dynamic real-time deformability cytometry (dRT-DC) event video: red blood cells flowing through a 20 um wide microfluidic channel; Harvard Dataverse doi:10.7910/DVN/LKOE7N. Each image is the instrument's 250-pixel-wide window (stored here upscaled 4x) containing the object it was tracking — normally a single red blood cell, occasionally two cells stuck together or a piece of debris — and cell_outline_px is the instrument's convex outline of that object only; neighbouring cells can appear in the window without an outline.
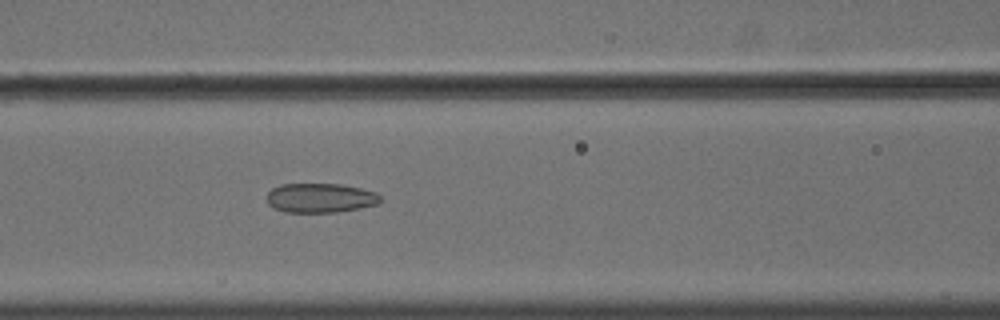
{"species": "common noctule bat (a hibernating species)", "species_latin": "Nyctalus noctula", "temperature_condition": "cold", "stored_images_in_passage": 54, "camera_frame_rate_fps": 3000, "um_per_image_px": 0.085, "animal": {"sex": "male", "body_mass_g": 18.8}, "frame": {"image": 1, "passage_image": 23, "time_ms": 7.333, "image_size_px": [1000, 320], "cell_outline_px": [[380, 200], [376, 204], [360, 208], [336, 212], [284, 212], [268, 204], [268, 192], [272, 188], [280, 184], [340, 184], [360, 188], [376, 192], [380, 196]], "centroid_in_image_um": [27.22, 16.82], "position_along_channel_um": 139.4, "area_um2": 19.31}}
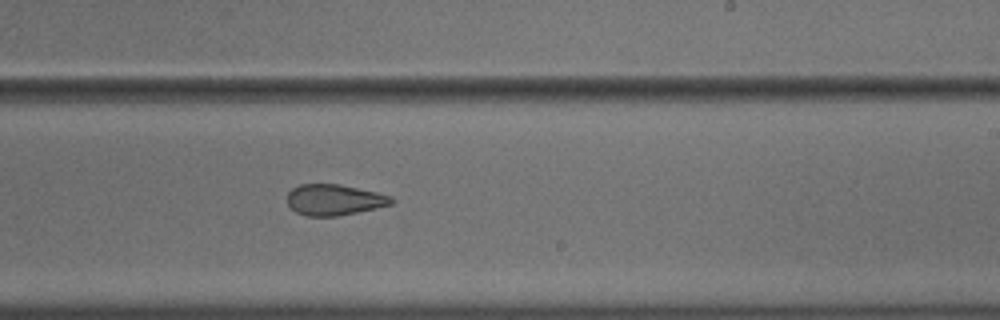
{"frame": {"image": 2, "passage_image": 33, "time_ms": 10.667, "image_size_px": [1000, 320], "cell_outline_px": [[396, 200], [392, 204], [356, 212], [336, 216], [308, 216], [296, 212], [284, 200], [288, 192], [292, 188], [300, 184], [340, 184], [376, 192], [392, 196]], "centroid_in_image_um": [28.38, 16.97], "position_along_channel_um": 260.6, "area_um2": 18.84}}
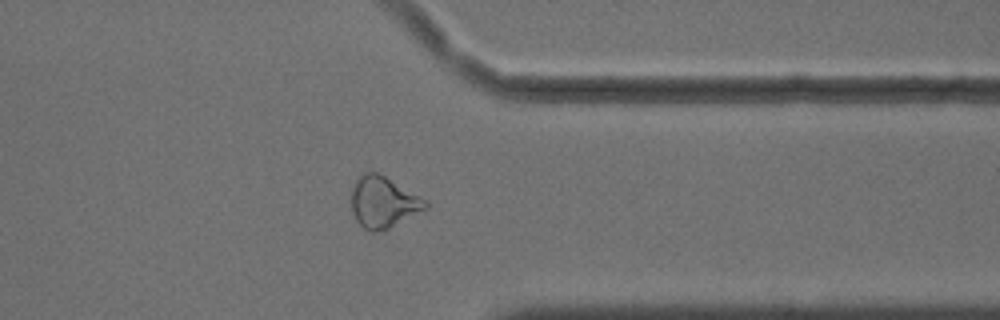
{"frame": {"image": 3, "passage_image": 43, "time_ms": 14.0, "image_size_px": [1000, 320], "cell_outline_px": [[428, 208], [388, 228], [376, 232], [372, 232], [364, 228], [356, 220], [352, 212], [352, 188], [356, 180], [364, 172], [376, 172], [384, 176], [420, 196], [428, 204]], "centroid_in_image_um": [32.56, 17.19], "position_along_channel_um": 378.8, "area_um2": 21.73}, "authors_computed_cell_mechanics": {"area_um2": 23.0333, "velocity_mm_per_s": 3.6417, "shape_relaxation_time_tau1_ms": null, "shape_relaxation_time_tau2_ms": 2.967, "deformation_change_tau1": null, "deformation_change_tau2": 0.1096}}